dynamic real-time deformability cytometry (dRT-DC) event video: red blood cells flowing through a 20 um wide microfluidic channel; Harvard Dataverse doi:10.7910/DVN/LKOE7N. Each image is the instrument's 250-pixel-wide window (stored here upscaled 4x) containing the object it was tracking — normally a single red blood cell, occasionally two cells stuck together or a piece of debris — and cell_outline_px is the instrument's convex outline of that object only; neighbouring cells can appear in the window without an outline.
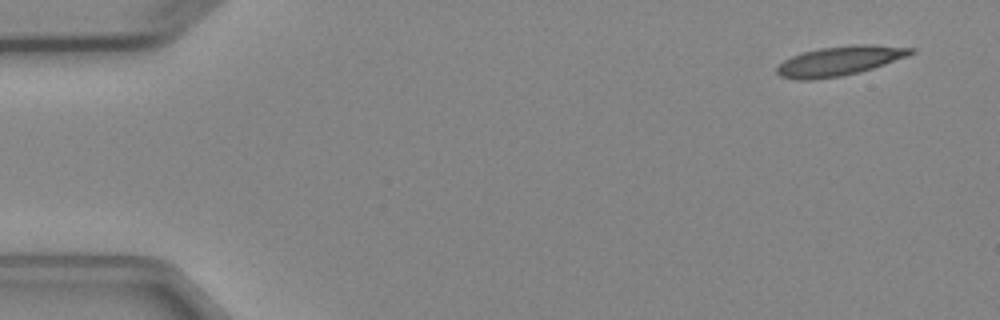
{"species": "Egyptian fruit bat (a non-hibernating species)", "species_latin": "Rousettus aegyptiacus", "temperature_condition": "cold", "stored_images_in_passage": 4, "camera_frame_rate_fps": 3000, "um_per_image_px": 0.085, "animal": {"sex": "female"}, "frame": {"image": 1, "passage_image": 1, "time_ms": 0.0, "image_size_px": [1000, 320], "cell_outline_px": [[916, 52], [908, 56], [860, 72], [840, 76], [812, 80], [796, 80], [780, 76], [776, 72], [776, 68], [784, 60], [792, 56], [804, 52], [820, 48], [852, 44], [872, 44], [916, 48]], "centroid_in_image_um": [71.38, 5.17], "position_along_channel_um": 13.6, "area_um2": 23.06}}
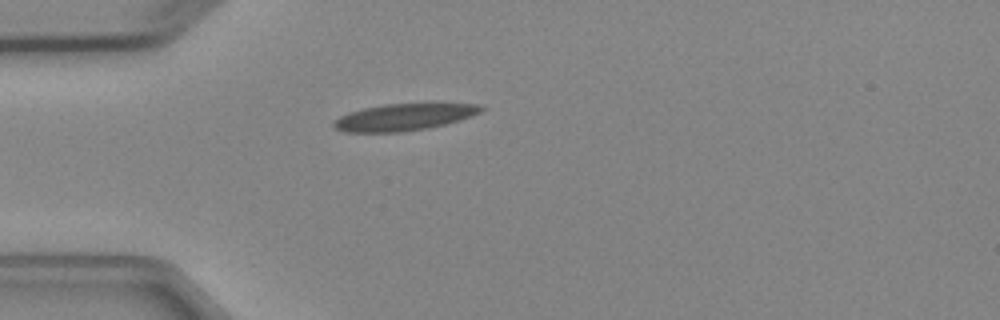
{"frame": {"image": 2, "passage_image": 4, "time_ms": 3.667, "image_size_px": [1000, 320], "cell_outline_px": [[484, 108], [480, 112], [460, 120], [428, 128], [400, 132], [344, 132], [336, 128], [332, 124], [340, 116], [348, 112], [364, 108], [384, 104], [480, 104]], "centroid_in_image_um": [34.31, 9.96], "position_along_channel_um": 50.7, "area_um2": 22.72}}